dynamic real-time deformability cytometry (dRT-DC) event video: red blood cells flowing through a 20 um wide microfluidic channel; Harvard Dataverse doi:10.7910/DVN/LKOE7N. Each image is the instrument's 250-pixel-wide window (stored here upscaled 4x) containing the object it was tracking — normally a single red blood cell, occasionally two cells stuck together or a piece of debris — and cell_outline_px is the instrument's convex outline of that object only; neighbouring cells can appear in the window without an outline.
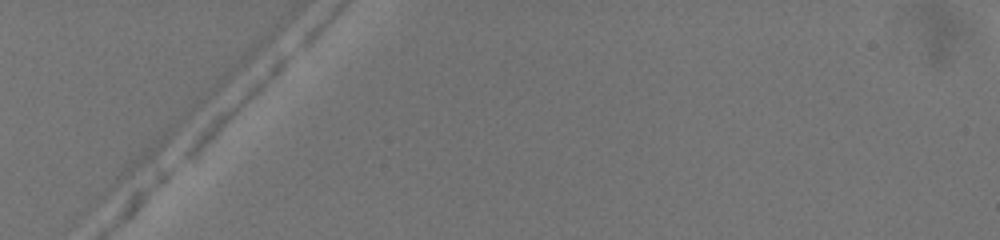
{"species": "common noctule bat (a hibernating species)", "species_latin": "Nyctalus noctula", "temperature_condition": "warm", "stored_images_in_passage": 2, "camera_frame_rate_fps": 3000, "um_per_image_px": 0.085, "animal": {"sex": "female", "body_mass_g": 19.5, "forearm_length_mm": 54.1}, "frame": {"image": 1, "passage_image": 1, "time_ms": 0.0, "image_size_px": [1000, 240], "cell_outline_px": [[292, 56], [232, 116], [188, 156], [180, 160], [180, 156], [196, 132], [200, 128], [280, 56], [288, 52], [292, 52]], "centroid_in_image_um": [19.86, 8.99], "position_along_channel_um": 65.1, "area_um2": 11.44}}